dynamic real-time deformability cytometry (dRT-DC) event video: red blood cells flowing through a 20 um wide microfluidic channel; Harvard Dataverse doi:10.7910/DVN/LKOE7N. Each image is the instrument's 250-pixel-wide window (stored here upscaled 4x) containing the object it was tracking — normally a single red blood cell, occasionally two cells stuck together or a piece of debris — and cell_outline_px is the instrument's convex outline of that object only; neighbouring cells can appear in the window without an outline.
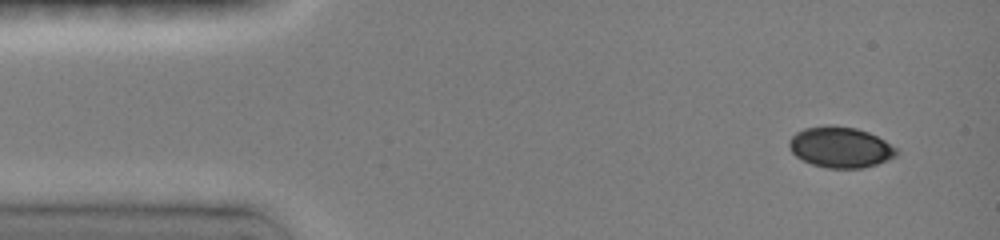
{"species": "common noctule bat (a hibernating species)", "species_latin": "Nyctalus noctula", "temperature_condition": "room temperature", "stored_images_in_passage": 4, "camera_frame_rate_fps": 3000, "um_per_image_px": 0.085, "animal": {"sex": "female", "body_mass_g": 19.0, "forearm_length_mm": 51.5}, "frame": {"image": 1, "passage_image": 1, "time_ms": 0.0, "image_size_px": [1000, 240], "cell_outline_px": [[896, 156], [876, 164], [860, 168], [828, 168], [812, 164], [796, 156], [792, 152], [788, 144], [788, 140], [796, 132], [804, 128], [824, 124], [832, 124], [856, 128], [868, 132], [884, 140], [896, 148]], "centroid_in_image_um": [71.39, 12.49], "position_along_channel_um": 13.6, "area_um2": 25.49}}
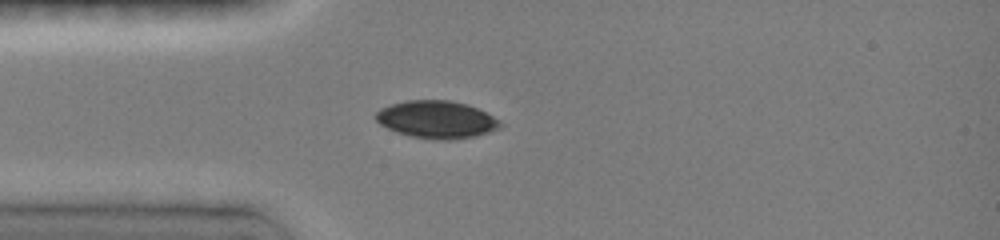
{"frame": {"image": 2, "passage_image": 4, "time_ms": 1.0, "image_size_px": [1000, 240], "cell_outline_px": [[504, 124], [500, 128], [476, 136], [452, 140], [440, 140], [412, 136], [396, 132], [380, 124], [376, 120], [376, 112], [380, 108], [404, 100], [448, 100], [468, 104], [500, 120]], "centroid_in_image_um": [37.12, 10.16], "position_along_channel_um": 47.9, "area_um2": 27.17}}